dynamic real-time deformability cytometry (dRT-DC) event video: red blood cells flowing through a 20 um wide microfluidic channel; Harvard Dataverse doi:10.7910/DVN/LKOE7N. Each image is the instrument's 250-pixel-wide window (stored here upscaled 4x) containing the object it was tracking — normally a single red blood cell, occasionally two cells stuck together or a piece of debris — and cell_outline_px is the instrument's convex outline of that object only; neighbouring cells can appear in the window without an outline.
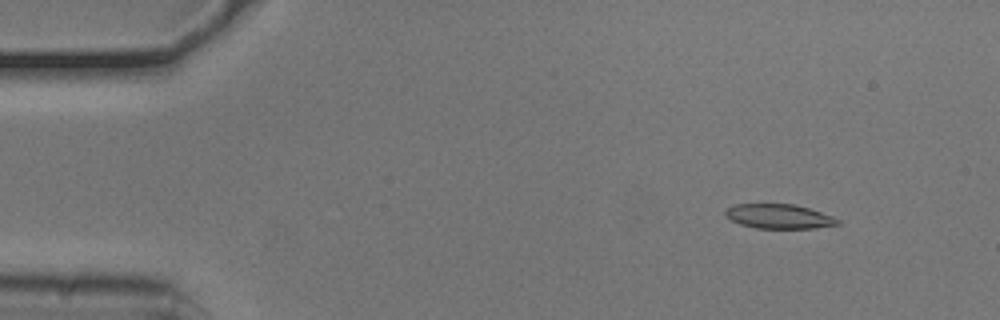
{"species": "common noctule bat (a hibernating species)", "species_latin": "Nyctalus noctula", "temperature_condition": "cold", "stored_images_in_passage": 53, "camera_frame_rate_fps": 3000, "um_per_image_px": 0.085, "animal": {"sex": "male", "body_mass_g": 20.5, "forearm_length_mm": 52.5}, "frame": {"image": 1, "passage_image": 6, "time_ms": 1.667, "image_size_px": [1000, 320], "cell_outline_px": [[840, 224], [816, 228], [756, 228], [740, 224], [724, 216], [724, 212], [728, 208], [736, 204], [792, 204], [808, 208], [832, 216], [840, 220]], "centroid_in_image_um": [66.2, 18.4], "position_along_channel_um": 18.8, "area_um2": 15.9}}
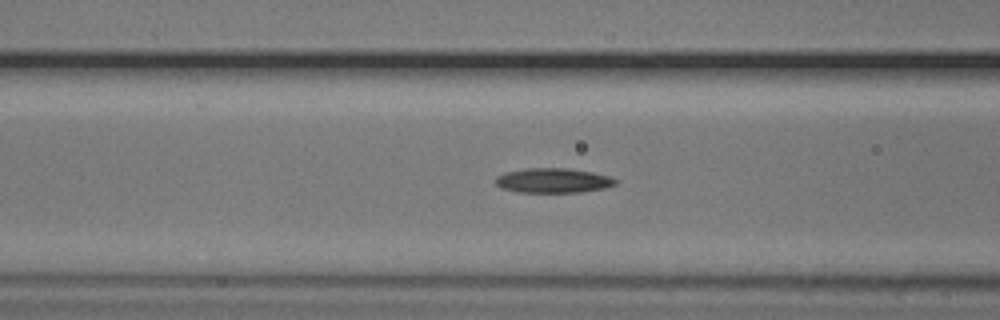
{"frame": {"image": 2, "passage_image": 21, "time_ms": 6.667, "image_size_px": [1000, 320], "cell_outline_px": [[620, 180], [616, 184], [604, 188], [580, 192], [516, 192], [500, 188], [496, 184], [496, 176], [504, 172], [524, 168], [568, 168], [592, 172], [608, 176]], "centroid_in_image_um": [46.99, 15.34], "position_along_channel_um": 119.6, "area_um2": 17.4}}
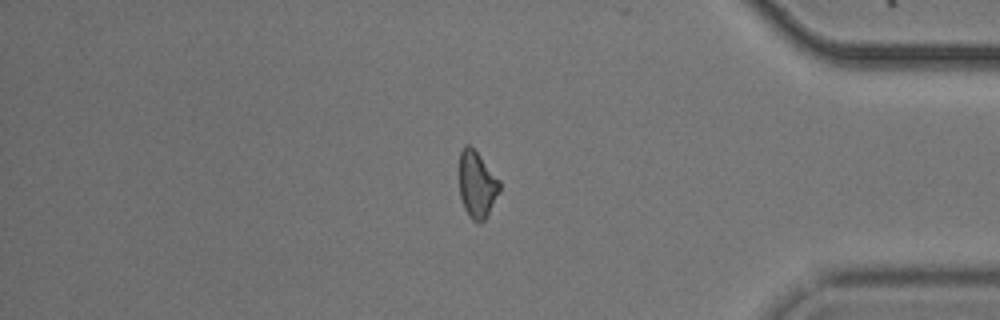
{"frame": {"image": 3, "passage_image": 45, "time_ms": 14.667, "image_size_px": [1000, 320], "cell_outline_px": [[500, 192], [484, 220], [472, 220], [468, 216], [464, 208], [460, 196], [460, 152], [464, 144], [468, 144], [480, 156], [500, 180]], "centroid_in_image_um": [40.54, 15.68], "position_along_channel_um": 394.7, "area_um2": 15.43}, "authors_computed_cell_mechanics": {"area_um2": 16.762, "velocity_mm_per_s": 3.7758, "shape_relaxation_time_tau1_ms": 3.8273, "shape_relaxation_time_tau2_ms": null, "deformation_change_tau1": 0.1159, "deformation_change_tau2": null}}